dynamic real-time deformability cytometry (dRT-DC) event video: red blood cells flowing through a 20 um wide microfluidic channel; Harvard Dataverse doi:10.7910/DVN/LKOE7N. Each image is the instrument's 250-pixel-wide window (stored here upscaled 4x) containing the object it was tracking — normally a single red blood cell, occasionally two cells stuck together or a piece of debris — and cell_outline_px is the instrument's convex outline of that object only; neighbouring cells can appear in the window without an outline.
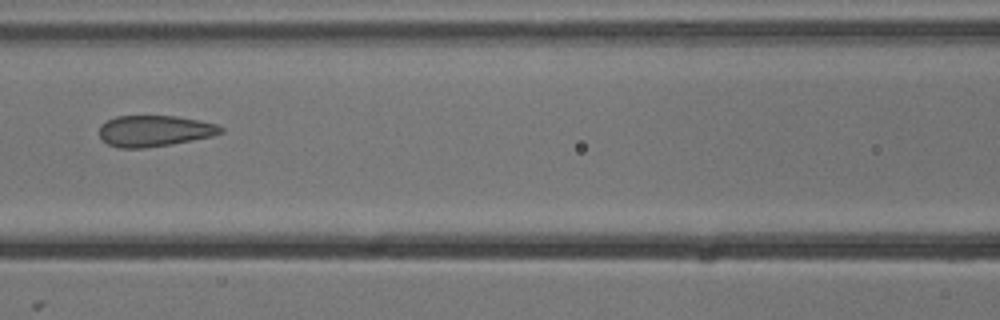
{"species": "common noctule bat (a hibernating species)", "species_latin": "Nyctalus noctula", "temperature_condition": "cold", "stored_images_in_passage": 6, "camera_frame_rate_fps": 3000, "um_per_image_px": 0.085, "animal": {"sex": "male", "body_mass_g": 13.3}, "frame": {"image": 1, "passage_image": 4, "time_ms": 1.0, "image_size_px": [1000, 320], "cell_outline_px": [[224, 132], [212, 136], [192, 140], [144, 148], [120, 148], [108, 144], [100, 136], [100, 124], [116, 116], [176, 116], [216, 124], [224, 128]], "centroid_in_image_um": [13.13, 11.12], "position_along_channel_um": 153.5, "area_um2": 21.79}}
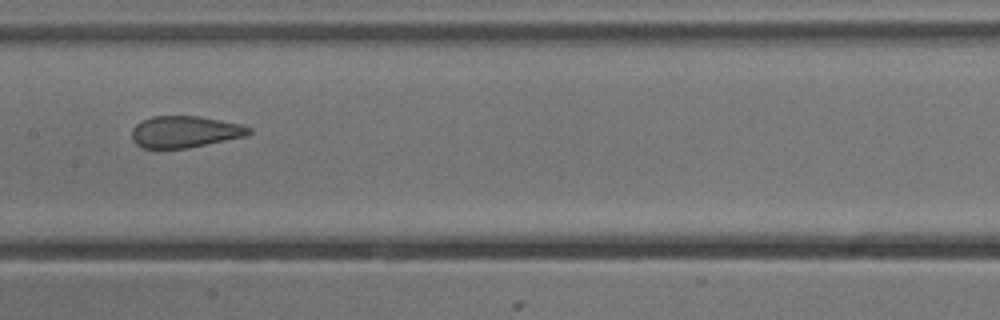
{"frame": {"image": 2, "passage_image": 5, "time_ms": 1.333, "image_size_px": [1000, 320], "cell_outline_px": [[252, 132], [244, 136], [188, 148], [140, 148], [132, 140], [132, 128], [140, 120], [152, 116], [200, 116], [240, 124], [252, 128]], "centroid_in_image_um": [15.67, 11.19], "position_along_channel_um": 191.7, "area_um2": 21.62}}
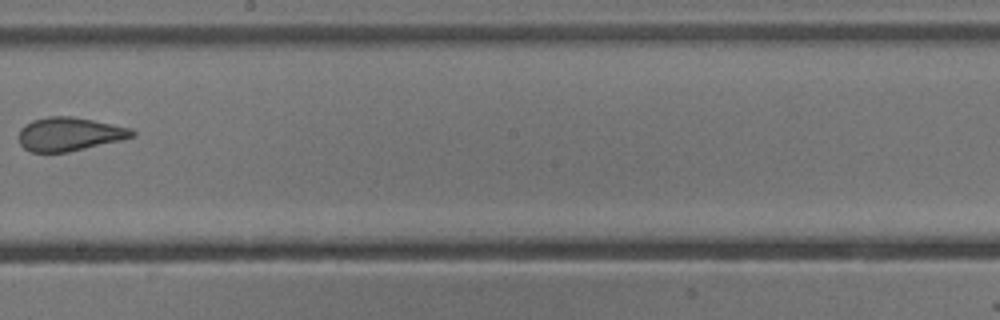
{"frame": {"image": 3, "passage_image": 6, "time_ms": 1.667, "image_size_px": [1000, 320], "cell_outline_px": [[136, 136], [120, 140], [68, 152], [32, 152], [24, 148], [20, 144], [20, 128], [24, 124], [32, 120], [48, 116], [72, 116], [132, 128], [136, 132]], "centroid_in_image_um": [5.9, 11.39], "position_along_channel_um": 242.3, "area_um2": 22.14}}